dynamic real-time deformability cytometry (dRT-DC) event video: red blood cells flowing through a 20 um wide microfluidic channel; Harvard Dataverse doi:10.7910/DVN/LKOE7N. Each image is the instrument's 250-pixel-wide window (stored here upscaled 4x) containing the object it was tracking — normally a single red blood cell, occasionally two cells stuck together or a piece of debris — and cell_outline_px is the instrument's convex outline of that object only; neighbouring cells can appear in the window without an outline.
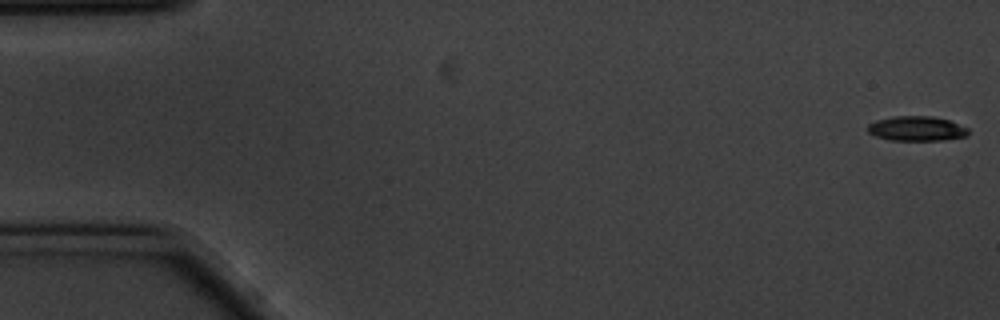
{"species": "common noctule bat (a hibernating species)", "species_latin": "Nyctalus noctula", "temperature_condition": "cold", "stored_images_in_passage": 17, "camera_frame_rate_fps": 3000, "um_per_image_px": 0.085, "animal": {"sex": "male", "body_mass_g": 20.1, "forearm_length_mm": 53.5}, "frame": {"image": 1, "passage_image": 1, "time_ms": 0.0, "image_size_px": [1000, 320], "cell_outline_px": [[968, 136], [940, 140], [892, 140], [876, 136], [868, 132], [868, 124], [876, 120], [892, 116], [932, 116], [948, 120], [968, 128]], "centroid_in_image_um": [77.91, 10.92], "position_along_channel_um": 7.1, "area_um2": 14.39}}
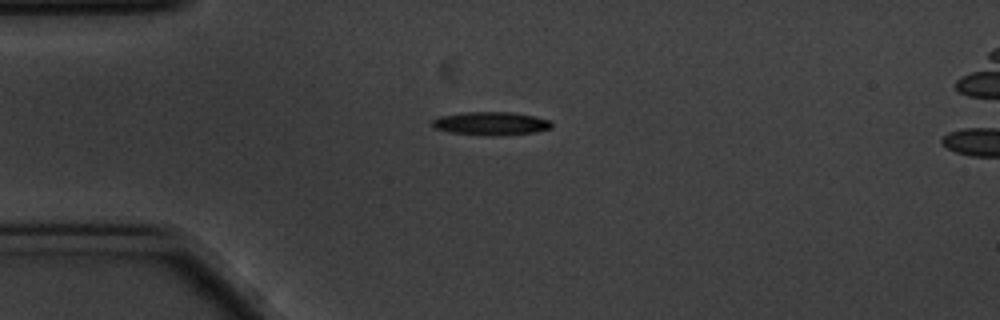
{"frame": {"image": 2, "passage_image": 14, "time_ms": 4.333, "image_size_px": [1000, 320], "cell_outline_px": [[552, 128], [532, 132], [492, 136], [448, 132], [436, 128], [432, 124], [432, 120], [440, 116], [464, 112], [508, 112], [532, 116], [548, 120], [552, 124]], "centroid_in_image_um": [41.69, 10.49], "position_along_channel_um": 43.3, "area_um2": 15.9}}